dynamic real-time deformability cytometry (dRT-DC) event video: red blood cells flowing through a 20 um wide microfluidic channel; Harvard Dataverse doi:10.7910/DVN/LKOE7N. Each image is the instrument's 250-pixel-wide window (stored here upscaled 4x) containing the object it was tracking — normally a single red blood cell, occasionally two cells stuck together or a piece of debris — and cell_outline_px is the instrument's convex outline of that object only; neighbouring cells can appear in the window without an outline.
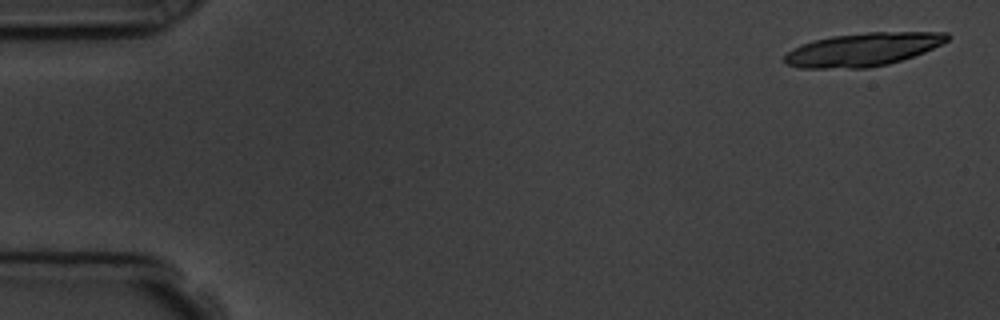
{"species": "common noctule bat (a hibernating species)", "species_latin": "Nyctalus noctula", "temperature_condition": "room temperature", "stored_images_in_passage": 4, "camera_frame_rate_fps": 3000, "um_per_image_px": 0.085, "animal": {"sex": "male", "body_mass_g": 19.5, "forearm_length_mm": 54.6}, "frame": {"image": 1, "passage_image": 1, "time_ms": 0.0, "image_size_px": [1000, 320], "cell_outline_px": [[952, 36], [948, 40], [924, 52], [888, 64], [868, 68], [800, 68], [784, 64], [784, 56], [792, 48], [816, 40], [832, 36], [868, 32], [948, 32]], "centroid_in_image_um": [73.34, 4.21], "position_along_channel_um": 11.7, "area_um2": 31.39}}